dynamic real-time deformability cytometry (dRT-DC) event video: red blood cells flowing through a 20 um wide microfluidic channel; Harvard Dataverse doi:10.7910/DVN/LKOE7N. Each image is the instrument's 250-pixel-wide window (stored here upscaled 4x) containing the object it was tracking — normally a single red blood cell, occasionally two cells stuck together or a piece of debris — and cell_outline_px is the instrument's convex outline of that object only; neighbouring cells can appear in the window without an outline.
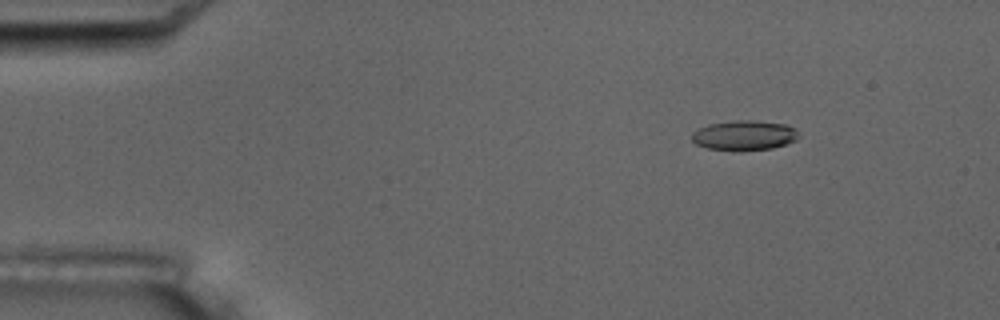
{"species": "common noctule bat (a hibernating species)", "species_latin": "Nyctalus noctula", "temperature_condition": "room temperature", "stored_images_in_passage": 4, "camera_frame_rate_fps": 3000, "um_per_image_px": 0.085, "animal": {"sex": "male", "body_mass_g": 17.5, "forearm_length_mm": 52.3}, "frame": {"image": 1, "passage_image": 1, "time_ms": 0.0, "image_size_px": [1000, 320], "cell_outline_px": [[800, 136], [796, 140], [788, 144], [772, 148], [740, 152], [736, 152], [708, 148], [696, 144], [692, 140], [692, 132], [708, 124], [736, 120], [752, 120], [784, 124], [796, 128]], "centroid_in_image_um": [63.29, 11.52], "position_along_channel_um": 21.7, "area_um2": 18.96}}